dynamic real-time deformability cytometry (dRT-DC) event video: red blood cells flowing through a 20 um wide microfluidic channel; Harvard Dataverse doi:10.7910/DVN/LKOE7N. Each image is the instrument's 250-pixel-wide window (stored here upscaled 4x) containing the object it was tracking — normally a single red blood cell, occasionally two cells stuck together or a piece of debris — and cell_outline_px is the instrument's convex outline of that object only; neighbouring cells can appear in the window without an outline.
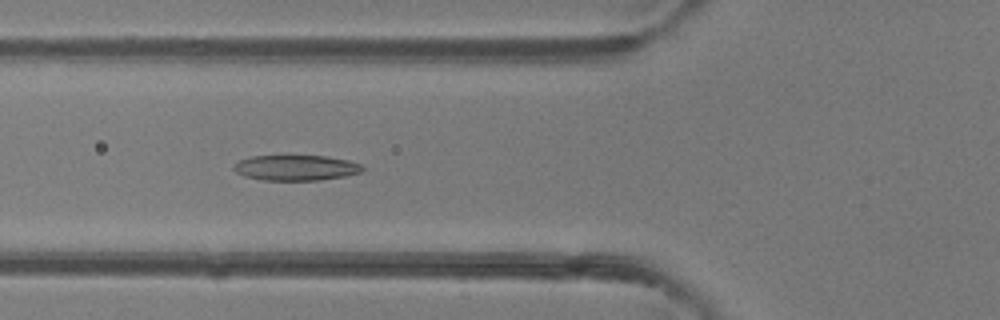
{"species": "common noctule bat (a hibernating species)", "species_latin": "Nyctalus noctula", "temperature_condition": "room temperature", "stored_images_in_passage": 47, "camera_frame_rate_fps": 3000, "um_per_image_px": 0.085, "animal": {"sex": "female"}, "frame": {"image": 1, "passage_image": 17, "time_ms": 5.333, "image_size_px": [1000, 320], "cell_outline_px": [[364, 168], [360, 172], [344, 176], [320, 180], [264, 180], [244, 176], [236, 172], [232, 168], [240, 160], [252, 156], [324, 156], [348, 160], [360, 164]], "centroid_in_image_um": [25.14, 14.26], "position_along_channel_um": 100.7, "area_um2": 18.84}}
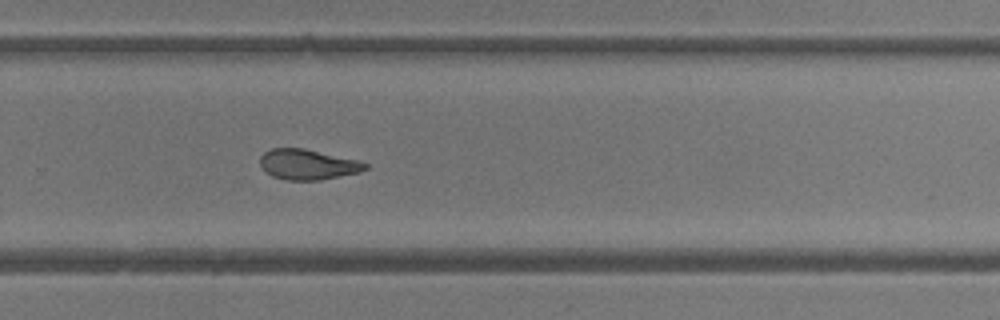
{"frame": {"image": 2, "passage_image": 31, "time_ms": 10.0, "image_size_px": [1000, 320], "cell_outline_px": [[368, 168], [360, 172], [320, 180], [288, 180], [272, 176], [260, 164], [260, 156], [264, 152], [272, 148], [304, 148], [356, 160], [368, 164]], "centroid_in_image_um": [26.16, 13.98], "position_along_channel_um": 303.6, "area_um2": 18.38}}
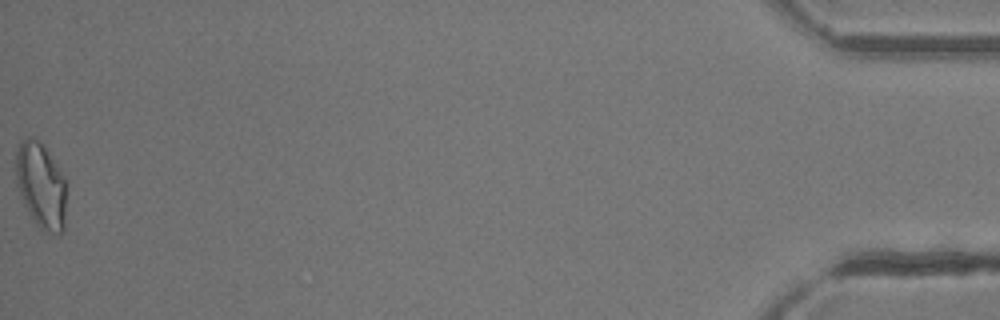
{"frame": {"image": 3, "passage_image": 47, "time_ms": 15.333, "image_size_px": [1000, 320], "cell_outline_px": [[64, 228], [60, 236], [56, 236], [40, 228], [36, 224], [28, 212], [24, 204], [16, 184], [16, 152], [20, 140], [28, 136], [32, 136], [44, 144], [60, 172], [64, 180]], "centroid_in_image_um": [3.44, 15.75], "position_along_channel_um": 431.8, "area_um2": 25.09}, "authors_computed_cell_mechanics": {"area_um2": 19.8832, "velocity_mm_per_s": 4.3523, "shape_relaxation_time_tau1_ms": 4.6245, "shape_relaxation_time_tau2_ms": 2.228, "deformation_change_tau1": 0.1666, "deformation_change_tau2": 0.1055}}